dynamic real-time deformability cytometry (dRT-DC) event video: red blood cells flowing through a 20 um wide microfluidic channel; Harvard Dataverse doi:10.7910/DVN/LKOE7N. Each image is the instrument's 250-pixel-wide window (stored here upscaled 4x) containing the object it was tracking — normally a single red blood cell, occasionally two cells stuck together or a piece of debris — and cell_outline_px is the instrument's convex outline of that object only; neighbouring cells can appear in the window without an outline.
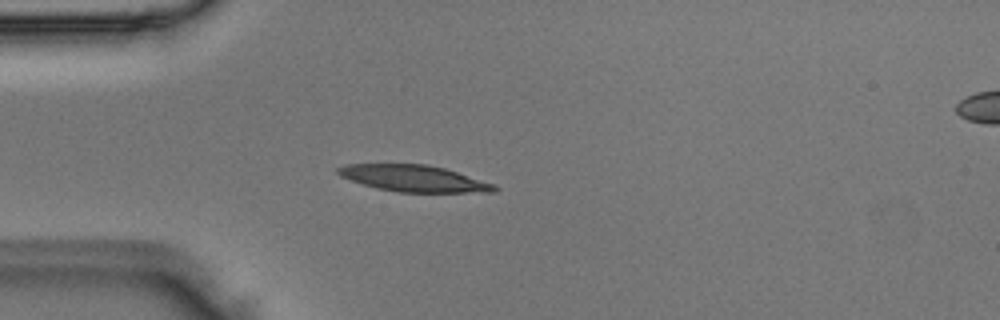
{"species": "Egyptian fruit bat (a non-hibernating species)", "species_latin": "Rousettus aegyptiacus", "temperature_condition": "room temperature", "stored_images_in_passage": 4, "camera_frame_rate_fps": 3000, "um_per_image_px": 0.085, "animal": {"sex": "male"}, "frame": {"image": 1, "passage_image": 4, "time_ms": 1.0, "image_size_px": [1000, 320], "cell_outline_px": [[500, 188], [496, 192], [396, 192], [376, 188], [340, 176], [336, 172], [336, 168], [348, 164], [428, 164], [444, 168], [496, 184]], "centroid_in_image_um": [35.21, 15.17], "position_along_channel_um": 49.8, "area_um2": 24.16}}